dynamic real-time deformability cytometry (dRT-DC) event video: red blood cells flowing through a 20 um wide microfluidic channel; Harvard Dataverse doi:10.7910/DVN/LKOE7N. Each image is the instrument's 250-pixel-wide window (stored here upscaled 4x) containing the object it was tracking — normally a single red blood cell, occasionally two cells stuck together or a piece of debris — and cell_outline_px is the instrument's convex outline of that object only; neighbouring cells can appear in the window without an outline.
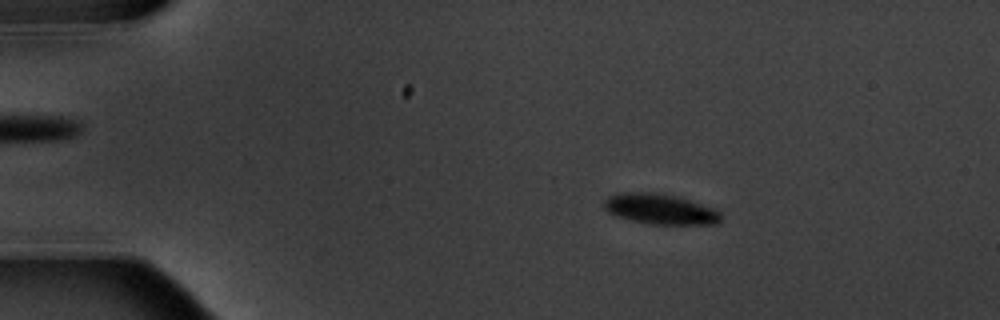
{"species": "common noctule bat (a hibernating species)", "species_latin": "Nyctalus noctula", "temperature_condition": "warm", "stored_images_in_passage": 5, "camera_frame_rate_fps": 3000, "um_per_image_px": 0.085, "animal": {"sex": "male", "body_mass_g": 20.1, "forearm_length_mm": 53.5}, "frame": {"image": 1, "passage_image": 3, "time_ms": 2.333, "image_size_px": [1000, 320], "cell_outline_px": [[720, 224], [648, 224], [616, 216], [608, 212], [604, 208], [604, 200], [608, 196], [620, 192], [652, 192], [676, 196], [716, 208], [720, 212]], "centroid_in_image_um": [56.11, 17.77], "position_along_channel_um": 28.9, "area_um2": 20.81}}